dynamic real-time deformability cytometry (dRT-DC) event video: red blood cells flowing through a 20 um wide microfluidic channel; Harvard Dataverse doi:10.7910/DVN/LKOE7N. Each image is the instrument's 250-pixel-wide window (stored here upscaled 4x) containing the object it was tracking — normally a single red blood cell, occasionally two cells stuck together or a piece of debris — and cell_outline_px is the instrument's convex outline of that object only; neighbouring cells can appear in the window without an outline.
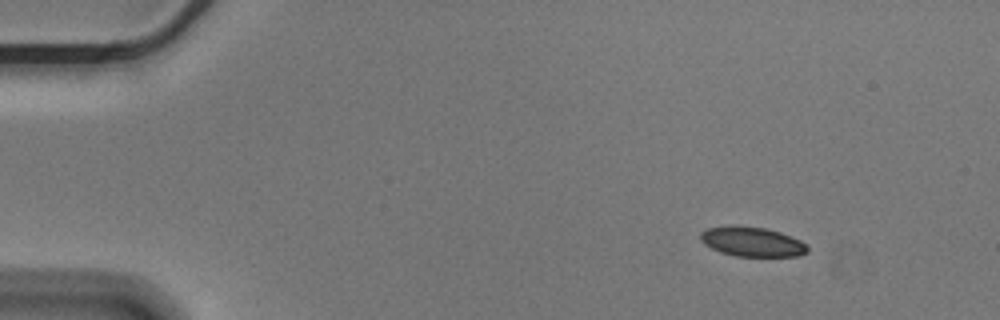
{"species": "Egyptian fruit bat (a non-hibernating species)", "species_latin": "Rousettus aegyptiacus", "temperature_condition": "cold", "stored_images_in_passage": 3, "camera_frame_rate_fps": 3000, "um_per_image_px": 0.085, "animal": {"sex": "male"}, "frame": {"image": 1, "passage_image": 1, "time_ms": 0.0, "image_size_px": [1000, 320], "cell_outline_px": [[808, 252], [796, 256], [736, 256], [720, 252], [704, 244], [700, 240], [700, 232], [708, 228], [728, 224], [732, 224], [764, 228], [780, 232], [800, 240], [808, 248]], "centroid_in_image_um": [63.87, 20.53], "position_along_channel_um": 21.1, "area_um2": 18.55}}